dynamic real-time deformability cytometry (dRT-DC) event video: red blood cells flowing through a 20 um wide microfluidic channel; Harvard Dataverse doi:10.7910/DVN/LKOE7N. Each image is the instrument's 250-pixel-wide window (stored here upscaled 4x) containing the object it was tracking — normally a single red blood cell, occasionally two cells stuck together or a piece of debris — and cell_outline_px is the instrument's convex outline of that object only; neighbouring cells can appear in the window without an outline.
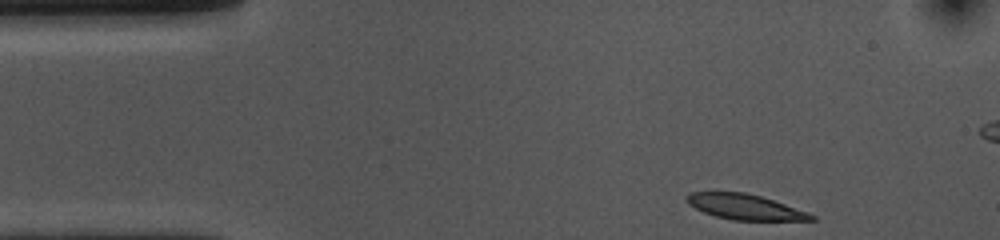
{"species": "common noctule bat (a hibernating species)", "species_latin": "Nyctalus noctula", "temperature_condition": "cold", "stored_images_in_passage": 39, "camera_frame_rate_fps": 3000, "um_per_image_px": 0.085, "animal": {"sex": "female", "body_mass_g": 10.0, "forearm_length_mm": 53.1}, "frame": {"image": 1, "passage_image": 1, "time_ms": 0.0, "image_size_px": [1000, 240], "cell_outline_px": [[816, 220], [732, 220], [716, 216], [704, 212], [688, 204], [684, 200], [684, 196], [688, 192], [744, 192], [760, 196], [808, 212], [816, 216]], "centroid_in_image_um": [63.27, 17.58], "position_along_channel_um": 21.7, "area_um2": 18.32}}
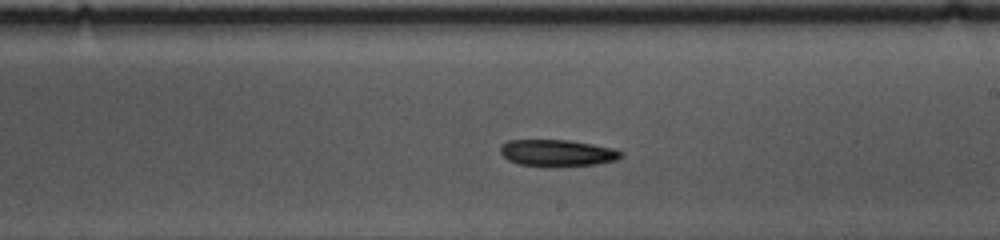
{"frame": {"image": 2, "passage_image": 24, "time_ms": 7.667, "image_size_px": [1000, 240], "cell_outline_px": [[624, 152], [616, 160], [596, 164], [552, 168], [544, 168], [520, 164], [508, 160], [500, 152], [500, 148], [508, 140], [568, 140], [592, 144], [612, 148]], "centroid_in_image_um": [47.36, 13.03], "position_along_channel_um": 241.6, "area_um2": 19.02}}
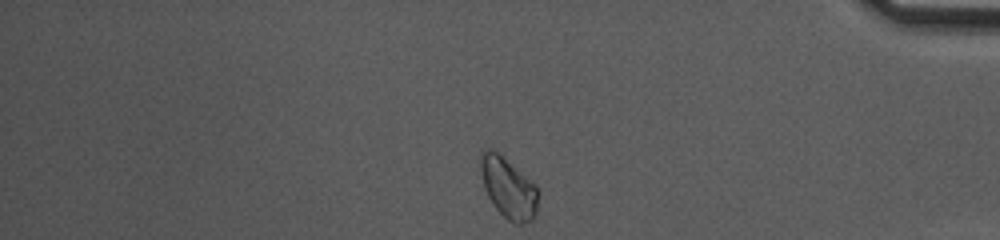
{"frame": {"image": 3, "passage_image": 39, "time_ms": 12.667, "image_size_px": [1000, 240], "cell_outline_px": [[540, 192], [536, 216], [532, 220], [524, 224], [516, 224], [508, 220], [496, 208], [488, 196], [484, 188], [480, 168], [480, 152], [488, 148], [496, 152], [536, 184]], "centroid_in_image_um": [43.25, 16.01], "position_along_channel_um": 392.0, "area_um2": 20.4}, "authors_computed_cell_mechanics": {"area_um2": 19.363, "velocity_mm_per_s": 3.6532, "shape_relaxation_time_tau1_ms": 3.7827, "shape_relaxation_time_tau2_ms": null, "deformation_change_tau1": 0.111, "deformation_change_tau2": null}}